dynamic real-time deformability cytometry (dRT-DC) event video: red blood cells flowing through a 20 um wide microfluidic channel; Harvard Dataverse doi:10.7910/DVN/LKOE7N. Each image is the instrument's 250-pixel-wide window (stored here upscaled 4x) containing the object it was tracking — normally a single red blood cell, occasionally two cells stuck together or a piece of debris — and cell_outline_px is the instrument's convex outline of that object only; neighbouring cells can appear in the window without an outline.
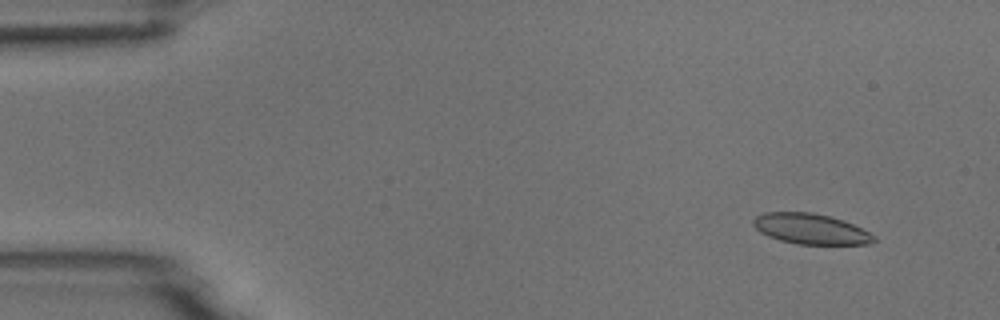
{"species": "common noctule bat (a hibernating species)", "species_latin": "Nyctalus noctula", "temperature_condition": "room temperature", "stored_images_in_passage": 54, "camera_frame_rate_fps": 3000, "um_per_image_px": 0.085, "animal": {"sex": "male", "body_mass_g": 18.8}, "frame": {"image": 1, "passage_image": 5, "time_ms": 1.333, "image_size_px": [1000, 320], "cell_outline_px": [[876, 240], [872, 244], [796, 244], [780, 240], [768, 236], [760, 232], [752, 224], [752, 220], [756, 216], [764, 212], [812, 212], [844, 220], [876, 236]], "centroid_in_image_um": [68.9, 19.45], "position_along_channel_um": 16.1, "area_um2": 21.44}}
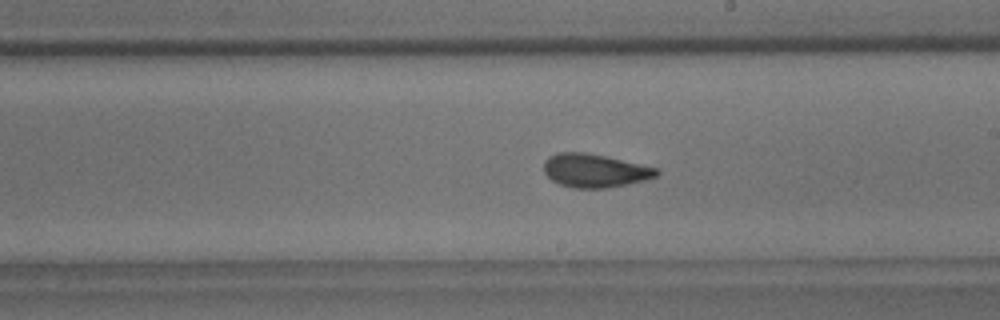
{"frame": {"image": 2, "passage_image": 31, "time_ms": 10.0, "image_size_px": [1000, 320], "cell_outline_px": [[660, 172], [656, 176], [644, 180], [608, 188], [572, 188], [560, 184], [552, 180], [544, 172], [544, 160], [548, 156], [556, 152], [584, 152], [604, 156], [660, 168]], "centroid_in_image_um": [50.54, 14.5], "position_along_channel_um": 238.5, "area_um2": 22.02}}
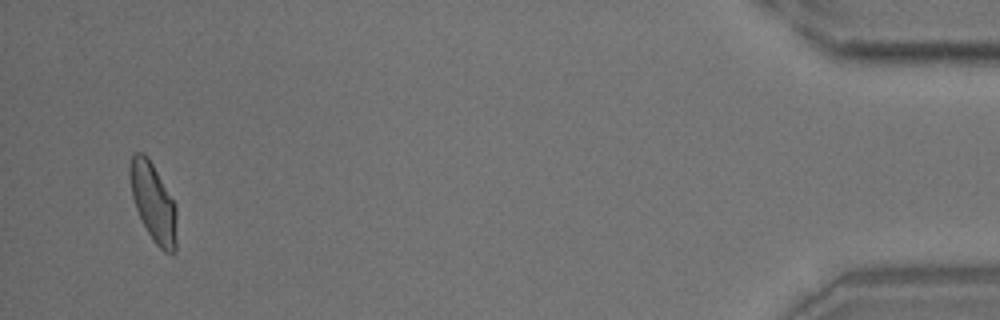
{"frame": {"image": 3, "passage_image": 52, "time_ms": 17.0, "image_size_px": [1000, 320], "cell_outline_px": [[176, 252], [164, 252], [152, 240], [136, 208], [132, 196], [128, 176], [128, 172], [132, 152], [144, 152], [152, 164], [176, 204]], "centroid_in_image_um": [13.02, 17.18], "position_along_channel_um": 422.2, "area_um2": 21.39}, "authors_computed_cell_mechanics": {"area_um2": 21.6461, "velocity_mm_per_s": 3.7614, "shape_relaxation_time_tau1_ms": 6.8276, "shape_relaxation_time_tau2_ms": 1.6149, "deformation_change_tau1": 0.1501, "deformation_change_tau2": 0.0807}}